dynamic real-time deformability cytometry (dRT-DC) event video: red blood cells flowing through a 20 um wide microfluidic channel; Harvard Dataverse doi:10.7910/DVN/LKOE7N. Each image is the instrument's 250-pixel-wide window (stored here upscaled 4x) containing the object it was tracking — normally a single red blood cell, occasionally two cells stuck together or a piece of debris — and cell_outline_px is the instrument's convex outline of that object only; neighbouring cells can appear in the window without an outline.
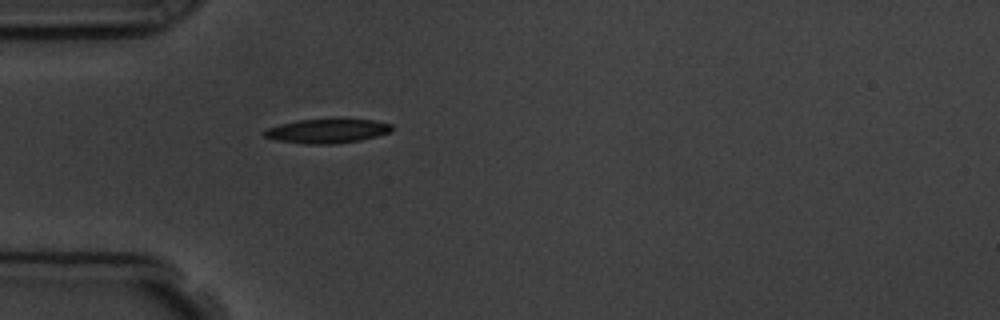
{"species": "common noctule bat (a hibernating species)", "species_latin": "Nyctalus noctula", "temperature_condition": "room temperature", "stored_images_in_passage": 3, "camera_frame_rate_fps": 3000, "um_per_image_px": 0.085, "animal": {"sex": "male", "body_mass_g": 19.5, "forearm_length_mm": 54.6}, "frame": {"image": 1, "passage_image": 3, "time_ms": 2.333, "image_size_px": [1000, 320], "cell_outline_px": [[392, 132], [360, 140], [336, 144], [304, 144], [276, 140], [264, 136], [264, 132], [268, 128], [280, 124], [296, 120], [372, 120], [392, 124]], "centroid_in_image_um": [27.81, 11.15], "position_along_channel_um": 57.2, "area_um2": 17.74}}